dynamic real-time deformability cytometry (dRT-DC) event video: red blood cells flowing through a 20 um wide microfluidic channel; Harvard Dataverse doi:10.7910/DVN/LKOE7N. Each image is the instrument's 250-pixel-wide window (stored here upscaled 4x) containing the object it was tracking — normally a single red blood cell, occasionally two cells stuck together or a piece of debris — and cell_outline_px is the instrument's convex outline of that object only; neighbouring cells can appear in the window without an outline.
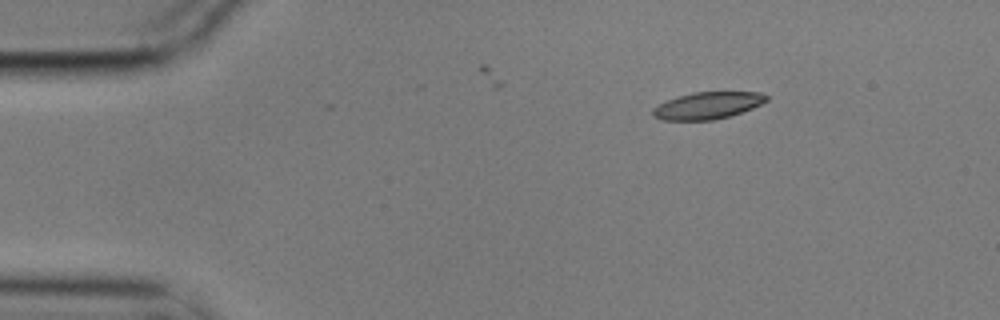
{"species": "common noctule bat (a hibernating species)", "species_latin": "Nyctalus noctula", "temperature_condition": "cold", "stored_images_in_passage": 2, "camera_frame_rate_fps": 3000, "um_per_image_px": 0.085, "animal": {"sex": "male", "body_mass_g": 17.9}, "frame": {"image": 1, "passage_image": 2, "time_ms": 0.333, "image_size_px": [1000, 320], "cell_outline_px": [[768, 100], [752, 108], [728, 116], [712, 120], [660, 120], [652, 116], [652, 108], [668, 100], [692, 92], [760, 92], [768, 96]], "centroid_in_image_um": [60.12, 8.97], "position_along_channel_um": 24.9, "area_um2": 17.69}}